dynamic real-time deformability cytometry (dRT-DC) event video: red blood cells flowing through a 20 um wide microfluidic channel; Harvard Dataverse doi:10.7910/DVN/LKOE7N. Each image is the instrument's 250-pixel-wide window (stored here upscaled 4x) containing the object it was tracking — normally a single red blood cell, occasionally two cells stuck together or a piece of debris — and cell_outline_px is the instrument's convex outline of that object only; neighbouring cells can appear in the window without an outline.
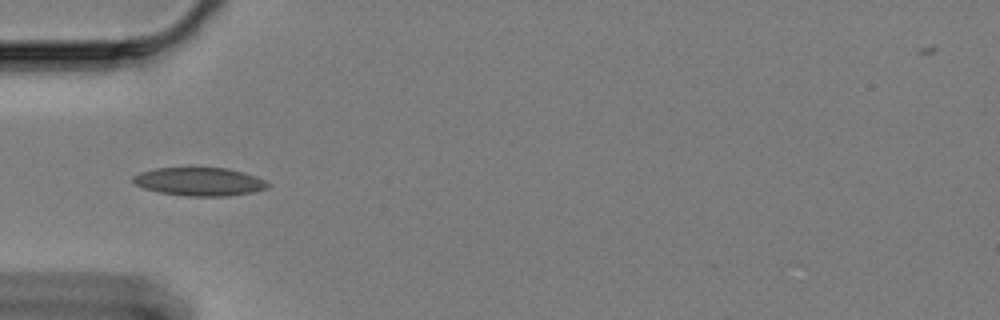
{"species": "Egyptian fruit bat (a non-hibernating species)", "species_latin": "Rousettus aegyptiacus", "temperature_condition": "cold", "stored_images_in_passage": 42, "camera_frame_rate_fps": 3000, "um_per_image_px": 0.085, "animal": {"sex": "female"}, "frame": {"image": 1, "passage_image": 1, "time_ms": 0.0, "image_size_px": [1000, 320], "cell_outline_px": [[272, 184], [268, 188], [252, 192], [228, 196], [184, 196], [160, 192], [144, 188], [132, 184], [132, 176], [140, 172], [156, 168], [228, 168], [244, 172], [256, 176]], "centroid_in_image_um": [16.95, 15.44], "position_along_channel_um": 68.0, "area_um2": 22.37}}
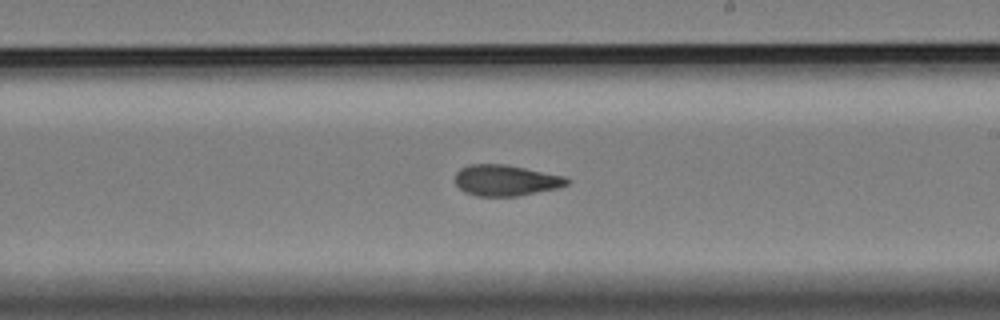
{"frame": {"image": 2, "passage_image": 17, "time_ms": 5.333, "image_size_px": [1000, 320], "cell_outline_px": [[572, 180], [568, 184], [556, 188], [516, 196], [476, 196], [464, 192], [456, 184], [456, 172], [460, 168], [468, 164], [504, 164], [564, 176]], "centroid_in_image_um": [42.97, 15.33], "position_along_channel_um": 246.0, "area_um2": 20.06}}
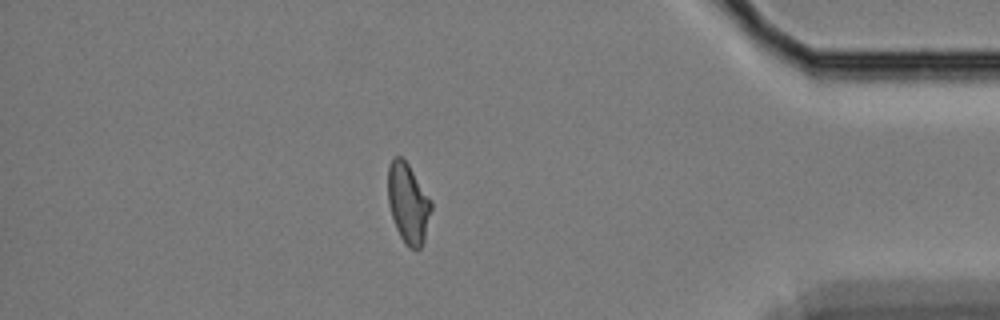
{"frame": {"image": 3, "passage_image": 34, "time_ms": 11.0, "image_size_px": [1000, 320], "cell_outline_px": [[432, 208], [424, 240], [420, 248], [408, 248], [404, 244], [396, 228], [388, 204], [388, 168], [392, 160], [396, 156], [400, 156], [408, 164], [432, 200]], "centroid_in_image_um": [34.7, 17.29], "position_along_channel_um": 400.5, "area_um2": 20.11}, "authors_computed_cell_mechanics": {"area_um2": 20.4901, "velocity_mm_per_s": 3.324, "shape_relaxation_time_tau1_ms": null, "shape_relaxation_time_tau2_ms": 3.3976, "deformation_change_tau1": null, "deformation_change_tau2": 0.0913}}